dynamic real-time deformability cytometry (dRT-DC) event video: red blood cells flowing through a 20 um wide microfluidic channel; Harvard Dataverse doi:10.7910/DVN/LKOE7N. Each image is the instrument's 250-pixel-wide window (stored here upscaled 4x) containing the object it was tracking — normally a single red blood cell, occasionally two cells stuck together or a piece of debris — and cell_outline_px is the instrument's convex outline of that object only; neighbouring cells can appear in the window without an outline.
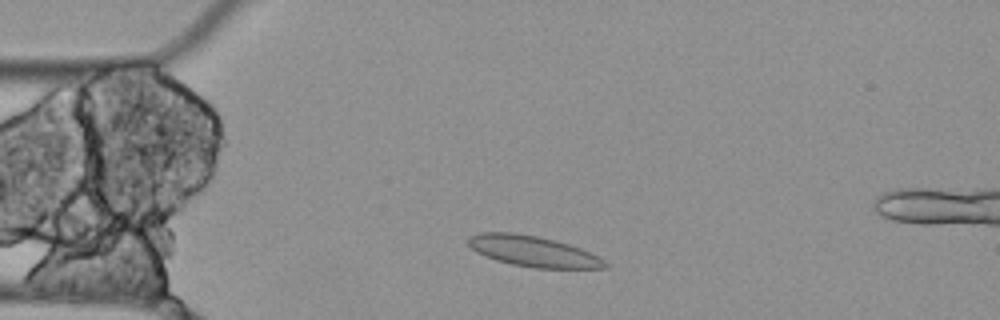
{"species": "Egyptian fruit bat (a non-hibernating species)", "species_latin": "Rousettus aegyptiacus", "temperature_condition": "cold", "stored_images_in_passage": 3, "camera_frame_rate_fps": 3000, "um_per_image_px": 0.085, "animal": {"sex": "female"}, "frame": {"image": 1, "passage_image": 2, "time_ms": 0.333, "image_size_px": [1000, 320], "cell_outline_px": [[608, 268], [532, 268], [512, 264], [496, 260], [484, 256], [476, 252], [468, 244], [468, 236], [480, 232], [516, 232], [536, 236], [568, 244], [580, 248], [604, 260], [608, 264]], "centroid_in_image_um": [45.26, 21.36], "position_along_channel_um": 39.7, "area_um2": 24.39}}